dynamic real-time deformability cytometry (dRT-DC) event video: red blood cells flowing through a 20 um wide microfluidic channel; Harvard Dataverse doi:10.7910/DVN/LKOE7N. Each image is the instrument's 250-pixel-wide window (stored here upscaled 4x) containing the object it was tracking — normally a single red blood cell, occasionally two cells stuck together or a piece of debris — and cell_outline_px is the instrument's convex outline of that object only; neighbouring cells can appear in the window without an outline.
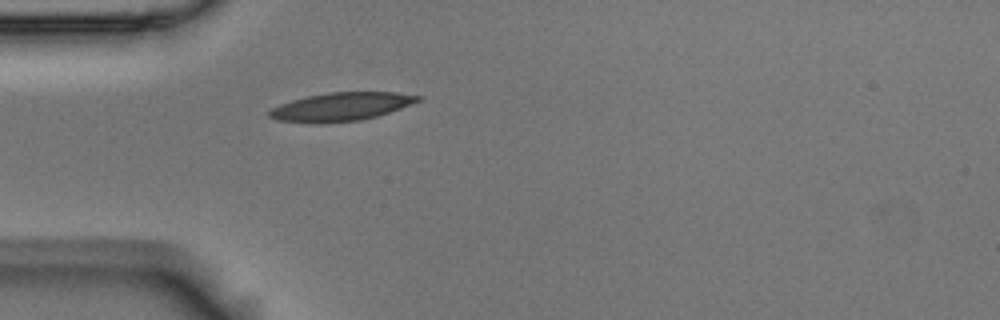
{"species": "Egyptian fruit bat (a non-hibernating species)", "species_latin": "Rousettus aegyptiacus", "temperature_condition": "room temperature", "stored_images_in_passage": 1, "camera_frame_rate_fps": 3000, "um_per_image_px": 0.085, "animal": {"sex": "male"}, "frame": {"image": 1, "passage_image": 1, "time_ms": 0.0, "image_size_px": [1000, 320], "cell_outline_px": [[424, 96], [420, 100], [400, 108], [376, 116], [360, 120], [324, 124], [316, 124], [276, 120], [268, 116], [264, 112], [280, 104], [292, 100], [308, 96], [328, 92], [396, 92]], "centroid_in_image_um": [28.93, 9.08], "position_along_channel_um": 56.1, "area_um2": 24.74}}